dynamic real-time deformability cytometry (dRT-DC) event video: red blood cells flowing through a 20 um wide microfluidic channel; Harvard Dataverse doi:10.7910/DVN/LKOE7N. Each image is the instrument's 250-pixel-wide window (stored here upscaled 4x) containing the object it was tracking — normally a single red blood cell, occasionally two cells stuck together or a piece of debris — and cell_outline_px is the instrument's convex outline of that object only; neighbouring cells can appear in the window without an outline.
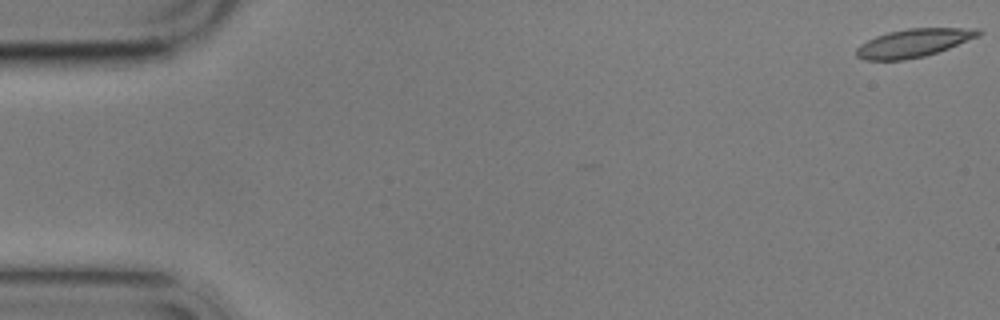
{"species": "common noctule bat (a hibernating species)", "species_latin": "Nyctalus noctula", "temperature_condition": "cold", "stored_images_in_passage": 6, "camera_frame_rate_fps": 3000, "um_per_image_px": 0.085, "animal": {"sex": "male", "body_mass_g": 17.9}, "frame": {"image": 1, "passage_image": 1, "time_ms": 0.0, "image_size_px": [1000, 320], "cell_outline_px": [[984, 32], [980, 36], [948, 48], [924, 56], [904, 60], [864, 60], [856, 56], [856, 48], [860, 44], [876, 36], [888, 32], [908, 28], [980, 28]], "centroid_in_image_um": [77.67, 3.64], "position_along_channel_um": 7.3, "area_um2": 20.11}}
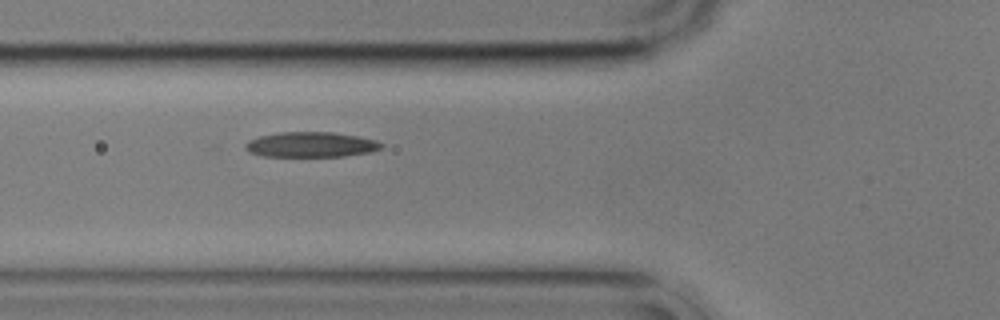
{"frame": {"image": 2, "passage_image": 6, "time_ms": 6.667, "image_size_px": [1000, 320], "cell_outline_px": [[384, 144], [380, 148], [372, 152], [344, 156], [264, 156], [248, 152], [244, 148], [244, 144], [248, 140], [260, 136], [280, 132], [332, 132], [360, 136], [376, 140]], "centroid_in_image_um": [26.43, 12.29], "position_along_channel_um": 99.4, "area_um2": 20.06}}